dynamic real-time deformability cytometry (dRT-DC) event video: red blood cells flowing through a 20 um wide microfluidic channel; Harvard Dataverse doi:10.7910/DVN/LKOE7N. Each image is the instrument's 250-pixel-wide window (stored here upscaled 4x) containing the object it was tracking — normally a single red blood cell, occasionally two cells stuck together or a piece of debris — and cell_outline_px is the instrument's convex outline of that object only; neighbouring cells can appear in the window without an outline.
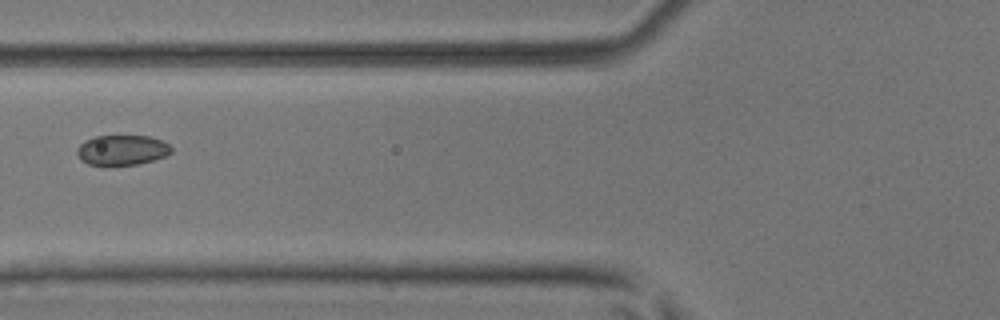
{"species": "common noctule bat (a hibernating species)", "species_latin": "Nyctalus noctula", "temperature_condition": "room temperature", "stored_images_in_passage": 3, "camera_frame_rate_fps": 3000, "um_per_image_px": 0.085, "animal": {"sex": "male", "body_mass_g": 17.9, "forearm_length_mm": 54.2}, "frame": {"image": 1, "passage_image": 2, "time_ms": 0.333, "image_size_px": [1000, 320], "cell_outline_px": [[172, 152], [164, 156], [140, 164], [108, 168], [100, 168], [88, 164], [80, 160], [76, 152], [76, 148], [84, 140], [96, 136], [148, 136], [160, 140], [168, 144], [172, 148]], "centroid_in_image_um": [10.29, 12.81], "position_along_channel_um": 115.5, "area_um2": 17.22}}
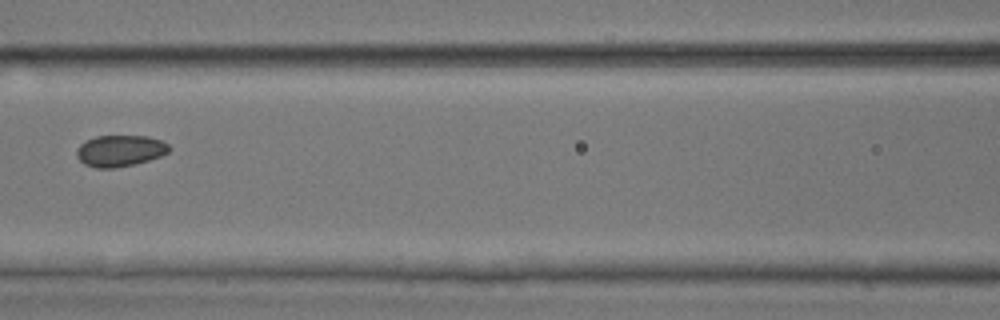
{"frame": {"image": 2, "passage_image": 3, "time_ms": 0.667, "image_size_px": [1000, 320], "cell_outline_px": [[172, 148], [168, 152], [160, 156], [136, 164], [116, 168], [96, 168], [84, 164], [76, 156], [76, 148], [80, 144], [96, 136], [148, 136], [160, 140], [168, 144]], "centroid_in_image_um": [10.2, 12.82], "position_along_channel_um": 156.4, "area_um2": 16.99}}